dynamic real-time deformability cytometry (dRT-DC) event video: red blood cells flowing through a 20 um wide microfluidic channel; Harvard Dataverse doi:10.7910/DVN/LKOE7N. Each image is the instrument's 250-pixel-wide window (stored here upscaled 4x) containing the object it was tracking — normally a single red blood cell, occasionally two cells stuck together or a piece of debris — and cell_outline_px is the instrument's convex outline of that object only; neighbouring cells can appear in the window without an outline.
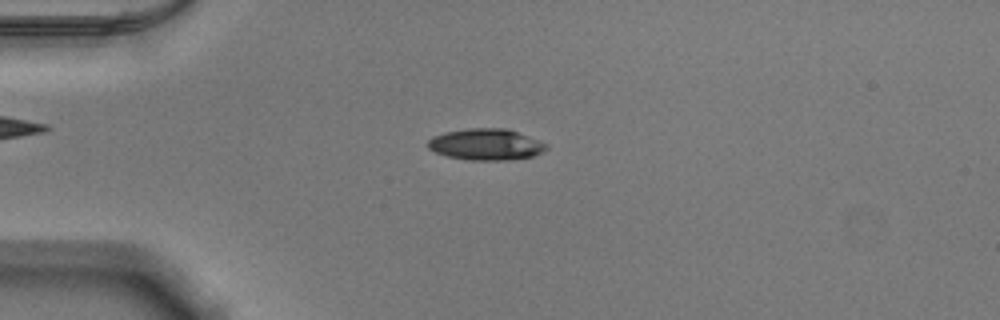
{"species": "Egyptian fruit bat (a non-hibernating species)", "species_latin": "Rousettus aegyptiacus", "temperature_condition": "warm", "stored_images_in_passage": 52, "camera_frame_rate_fps": 3000, "um_per_image_px": 0.085, "animal": {"sex": "male"}, "frame": {"image": 1, "passage_image": 13, "time_ms": 4.0, "image_size_px": [1000, 320], "cell_outline_px": [[548, 148], [532, 156], [508, 160], [472, 160], [448, 156], [436, 152], [428, 148], [428, 140], [436, 136], [448, 132], [468, 128], [508, 128], [548, 144]], "centroid_in_image_um": [41.34, 12.27], "position_along_channel_um": 43.7, "area_um2": 21.33}}
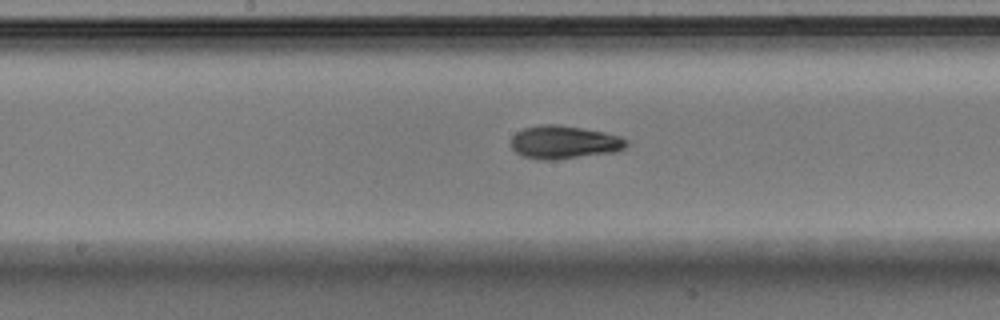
{"frame": {"image": 2, "passage_image": 27, "time_ms": 8.667, "image_size_px": [1000, 320], "cell_outline_px": [[628, 144], [624, 148], [616, 152], [556, 160], [544, 160], [524, 156], [516, 152], [512, 148], [512, 136], [516, 132], [524, 128], [544, 124], [556, 124], [604, 132], [620, 136], [628, 140]], "centroid_in_image_um": [47.97, 12.1], "position_along_channel_um": 200.2, "area_um2": 22.25}}
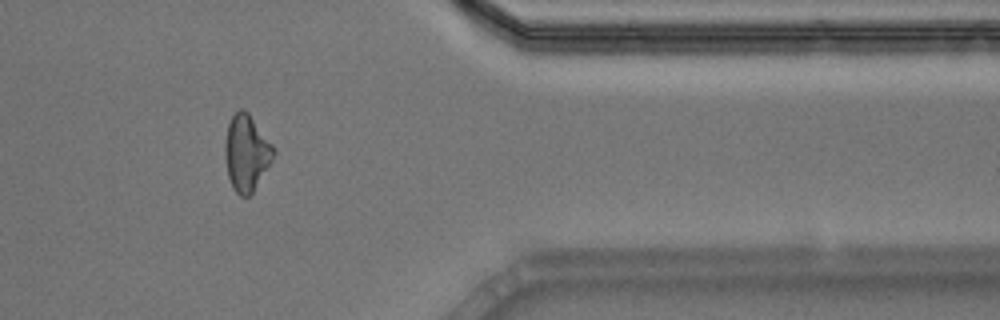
{"frame": {"image": 3, "passage_image": 43, "time_ms": 14.0, "image_size_px": [1000, 320], "cell_outline_px": [[276, 152], [272, 160], [252, 192], [248, 196], [240, 196], [232, 188], [228, 176], [224, 156], [224, 144], [228, 124], [232, 116], [240, 108], [244, 108], [248, 112], [276, 148]], "centroid_in_image_um": [20.94, 12.97], "position_along_channel_um": 390.5, "area_um2": 21.62}, "authors_computed_cell_mechanics": {"area_um2": 21.3282, "velocity_mm_per_s": 3.8795, "shape_relaxation_time_tau1_ms": 5.0457, "shape_relaxation_time_tau2_ms": 1.3819, "deformation_change_tau1": 0.1716, "deformation_change_tau2": 0.0618}}